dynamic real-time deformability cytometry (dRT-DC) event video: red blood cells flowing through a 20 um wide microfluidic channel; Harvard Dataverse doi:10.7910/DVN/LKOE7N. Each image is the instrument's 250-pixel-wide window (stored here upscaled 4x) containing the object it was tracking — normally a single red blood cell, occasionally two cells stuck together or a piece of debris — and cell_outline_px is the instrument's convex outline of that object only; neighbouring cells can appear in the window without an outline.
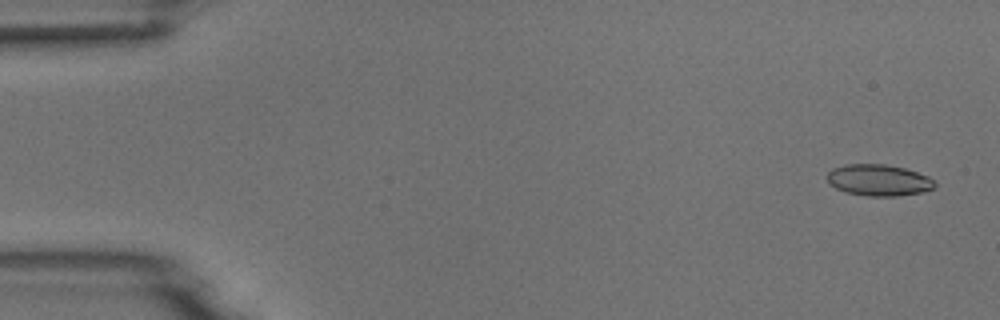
{"species": "common noctule bat (a hibernating species)", "species_latin": "Nyctalus noctula", "temperature_condition": "room temperature", "stored_images_in_passage": 4, "camera_frame_rate_fps": 3000, "um_per_image_px": 0.085, "animal": {"sex": "male", "body_mass_g": 18.8}, "frame": {"image": 1, "passage_image": 1, "time_ms": 0.0, "image_size_px": [1000, 320], "cell_outline_px": [[936, 184], [932, 188], [920, 192], [896, 196], [868, 196], [844, 192], [828, 184], [828, 172], [832, 168], [844, 164], [884, 164], [904, 168], [928, 176]], "centroid_in_image_um": [74.63, 15.31], "position_along_channel_um": 10.4, "area_um2": 19.59}}
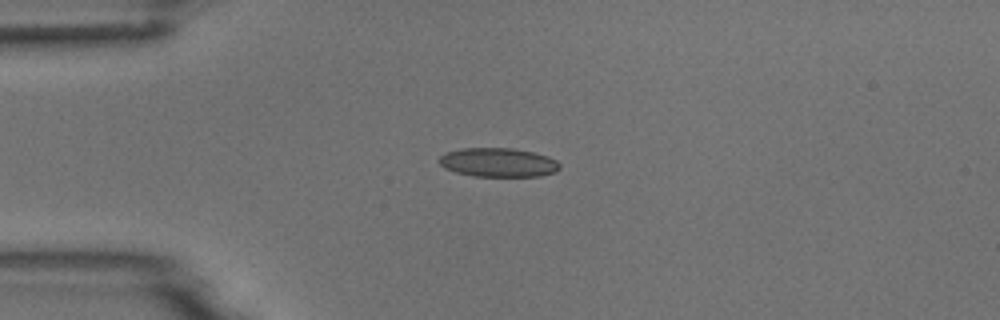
{"frame": {"image": 2, "passage_image": 4, "time_ms": 3.667, "image_size_px": [1000, 320], "cell_outline_px": [[560, 168], [556, 172], [540, 176], [472, 176], [456, 172], [444, 168], [440, 164], [440, 156], [444, 152], [460, 148], [512, 148], [532, 152], [548, 156], [556, 160], [560, 164]], "centroid_in_image_um": [42.35, 13.8], "position_along_channel_um": 42.7, "area_um2": 20.46}}